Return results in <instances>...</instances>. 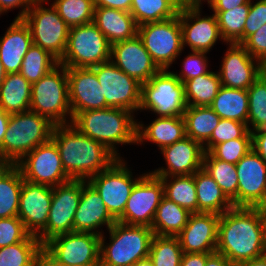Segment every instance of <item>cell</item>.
<instances>
[{
    "mask_svg": "<svg viewBox=\"0 0 266 266\" xmlns=\"http://www.w3.org/2000/svg\"><path fill=\"white\" fill-rule=\"evenodd\" d=\"M200 6H184L179 10V21L182 30L183 48L187 44L192 52H206L214 46L218 38L222 39L218 20L215 14L200 17ZM193 24H190L189 21Z\"/></svg>",
    "mask_w": 266,
    "mask_h": 266,
    "instance_id": "cell-19",
    "label": "cell"
},
{
    "mask_svg": "<svg viewBox=\"0 0 266 266\" xmlns=\"http://www.w3.org/2000/svg\"><path fill=\"white\" fill-rule=\"evenodd\" d=\"M254 208L259 209L261 212L266 211V183L263 191V196L261 200L254 206Z\"/></svg>",
    "mask_w": 266,
    "mask_h": 266,
    "instance_id": "cell-59",
    "label": "cell"
},
{
    "mask_svg": "<svg viewBox=\"0 0 266 266\" xmlns=\"http://www.w3.org/2000/svg\"><path fill=\"white\" fill-rule=\"evenodd\" d=\"M220 215L191 213L188 223L176 236L184 253H213L216 251Z\"/></svg>",
    "mask_w": 266,
    "mask_h": 266,
    "instance_id": "cell-22",
    "label": "cell"
},
{
    "mask_svg": "<svg viewBox=\"0 0 266 266\" xmlns=\"http://www.w3.org/2000/svg\"><path fill=\"white\" fill-rule=\"evenodd\" d=\"M10 114L0 108V157L2 158V142L6 133Z\"/></svg>",
    "mask_w": 266,
    "mask_h": 266,
    "instance_id": "cell-57",
    "label": "cell"
},
{
    "mask_svg": "<svg viewBox=\"0 0 266 266\" xmlns=\"http://www.w3.org/2000/svg\"><path fill=\"white\" fill-rule=\"evenodd\" d=\"M192 53L184 60V68L181 70L180 75L174 73L182 83L209 72L207 70L206 52L193 51Z\"/></svg>",
    "mask_w": 266,
    "mask_h": 266,
    "instance_id": "cell-48",
    "label": "cell"
},
{
    "mask_svg": "<svg viewBox=\"0 0 266 266\" xmlns=\"http://www.w3.org/2000/svg\"><path fill=\"white\" fill-rule=\"evenodd\" d=\"M238 207H254L262 198L266 183V162L253 149L237 164Z\"/></svg>",
    "mask_w": 266,
    "mask_h": 266,
    "instance_id": "cell-24",
    "label": "cell"
},
{
    "mask_svg": "<svg viewBox=\"0 0 266 266\" xmlns=\"http://www.w3.org/2000/svg\"><path fill=\"white\" fill-rule=\"evenodd\" d=\"M35 0H0V14L9 9L22 6L21 13L15 19H22L31 8ZM25 7V8H24Z\"/></svg>",
    "mask_w": 266,
    "mask_h": 266,
    "instance_id": "cell-51",
    "label": "cell"
},
{
    "mask_svg": "<svg viewBox=\"0 0 266 266\" xmlns=\"http://www.w3.org/2000/svg\"><path fill=\"white\" fill-rule=\"evenodd\" d=\"M135 266H154L152 260L147 257L144 259H141L135 263Z\"/></svg>",
    "mask_w": 266,
    "mask_h": 266,
    "instance_id": "cell-62",
    "label": "cell"
},
{
    "mask_svg": "<svg viewBox=\"0 0 266 266\" xmlns=\"http://www.w3.org/2000/svg\"><path fill=\"white\" fill-rule=\"evenodd\" d=\"M236 266H266V254L258 258H253L250 261L240 263Z\"/></svg>",
    "mask_w": 266,
    "mask_h": 266,
    "instance_id": "cell-58",
    "label": "cell"
},
{
    "mask_svg": "<svg viewBox=\"0 0 266 266\" xmlns=\"http://www.w3.org/2000/svg\"><path fill=\"white\" fill-rule=\"evenodd\" d=\"M42 2L45 0H35L22 20L29 27L33 44L60 61L67 47L69 27L53 5L44 8Z\"/></svg>",
    "mask_w": 266,
    "mask_h": 266,
    "instance_id": "cell-9",
    "label": "cell"
},
{
    "mask_svg": "<svg viewBox=\"0 0 266 266\" xmlns=\"http://www.w3.org/2000/svg\"><path fill=\"white\" fill-rule=\"evenodd\" d=\"M29 235L18 217L0 218V248L24 241Z\"/></svg>",
    "mask_w": 266,
    "mask_h": 266,
    "instance_id": "cell-47",
    "label": "cell"
},
{
    "mask_svg": "<svg viewBox=\"0 0 266 266\" xmlns=\"http://www.w3.org/2000/svg\"><path fill=\"white\" fill-rule=\"evenodd\" d=\"M191 213L162 197L151 226L154 235L176 237L188 223Z\"/></svg>",
    "mask_w": 266,
    "mask_h": 266,
    "instance_id": "cell-32",
    "label": "cell"
},
{
    "mask_svg": "<svg viewBox=\"0 0 266 266\" xmlns=\"http://www.w3.org/2000/svg\"><path fill=\"white\" fill-rule=\"evenodd\" d=\"M250 10V1L229 11H214L219 31L224 42L242 44L244 26Z\"/></svg>",
    "mask_w": 266,
    "mask_h": 266,
    "instance_id": "cell-40",
    "label": "cell"
},
{
    "mask_svg": "<svg viewBox=\"0 0 266 266\" xmlns=\"http://www.w3.org/2000/svg\"><path fill=\"white\" fill-rule=\"evenodd\" d=\"M137 35L161 70H166L183 50L182 30L177 16L138 26Z\"/></svg>",
    "mask_w": 266,
    "mask_h": 266,
    "instance_id": "cell-11",
    "label": "cell"
},
{
    "mask_svg": "<svg viewBox=\"0 0 266 266\" xmlns=\"http://www.w3.org/2000/svg\"><path fill=\"white\" fill-rule=\"evenodd\" d=\"M264 219H265V224H266V211H263Z\"/></svg>",
    "mask_w": 266,
    "mask_h": 266,
    "instance_id": "cell-66",
    "label": "cell"
},
{
    "mask_svg": "<svg viewBox=\"0 0 266 266\" xmlns=\"http://www.w3.org/2000/svg\"><path fill=\"white\" fill-rule=\"evenodd\" d=\"M32 44L29 27L22 19H15L0 39V60L7 74L20 72Z\"/></svg>",
    "mask_w": 266,
    "mask_h": 266,
    "instance_id": "cell-26",
    "label": "cell"
},
{
    "mask_svg": "<svg viewBox=\"0 0 266 266\" xmlns=\"http://www.w3.org/2000/svg\"><path fill=\"white\" fill-rule=\"evenodd\" d=\"M261 77L266 80V58L260 62Z\"/></svg>",
    "mask_w": 266,
    "mask_h": 266,
    "instance_id": "cell-63",
    "label": "cell"
},
{
    "mask_svg": "<svg viewBox=\"0 0 266 266\" xmlns=\"http://www.w3.org/2000/svg\"><path fill=\"white\" fill-rule=\"evenodd\" d=\"M209 107L222 119L236 120L248 126L247 90L221 86Z\"/></svg>",
    "mask_w": 266,
    "mask_h": 266,
    "instance_id": "cell-31",
    "label": "cell"
},
{
    "mask_svg": "<svg viewBox=\"0 0 266 266\" xmlns=\"http://www.w3.org/2000/svg\"><path fill=\"white\" fill-rule=\"evenodd\" d=\"M248 129L250 132L266 128V80L259 77L248 89ZM250 122V123H249ZM249 124L253 129H250Z\"/></svg>",
    "mask_w": 266,
    "mask_h": 266,
    "instance_id": "cell-44",
    "label": "cell"
},
{
    "mask_svg": "<svg viewBox=\"0 0 266 266\" xmlns=\"http://www.w3.org/2000/svg\"><path fill=\"white\" fill-rule=\"evenodd\" d=\"M131 111L107 107L77 113L70 122L80 132L106 146L118 158L117 144L136 143L137 122ZM116 143V144H115Z\"/></svg>",
    "mask_w": 266,
    "mask_h": 266,
    "instance_id": "cell-3",
    "label": "cell"
},
{
    "mask_svg": "<svg viewBox=\"0 0 266 266\" xmlns=\"http://www.w3.org/2000/svg\"><path fill=\"white\" fill-rule=\"evenodd\" d=\"M242 45L247 52L260 62L266 58V24L250 35Z\"/></svg>",
    "mask_w": 266,
    "mask_h": 266,
    "instance_id": "cell-50",
    "label": "cell"
},
{
    "mask_svg": "<svg viewBox=\"0 0 266 266\" xmlns=\"http://www.w3.org/2000/svg\"><path fill=\"white\" fill-rule=\"evenodd\" d=\"M211 253H183L180 266H205Z\"/></svg>",
    "mask_w": 266,
    "mask_h": 266,
    "instance_id": "cell-54",
    "label": "cell"
},
{
    "mask_svg": "<svg viewBox=\"0 0 266 266\" xmlns=\"http://www.w3.org/2000/svg\"><path fill=\"white\" fill-rule=\"evenodd\" d=\"M72 118L79 112L106 108L105 96L91 68H67Z\"/></svg>",
    "mask_w": 266,
    "mask_h": 266,
    "instance_id": "cell-20",
    "label": "cell"
},
{
    "mask_svg": "<svg viewBox=\"0 0 266 266\" xmlns=\"http://www.w3.org/2000/svg\"><path fill=\"white\" fill-rule=\"evenodd\" d=\"M53 187L23 180L18 218L25 229L37 236L46 226L52 200Z\"/></svg>",
    "mask_w": 266,
    "mask_h": 266,
    "instance_id": "cell-18",
    "label": "cell"
},
{
    "mask_svg": "<svg viewBox=\"0 0 266 266\" xmlns=\"http://www.w3.org/2000/svg\"><path fill=\"white\" fill-rule=\"evenodd\" d=\"M221 87L218 73L209 71L184 82L185 99L188 106H210ZM192 100V101H191Z\"/></svg>",
    "mask_w": 266,
    "mask_h": 266,
    "instance_id": "cell-38",
    "label": "cell"
},
{
    "mask_svg": "<svg viewBox=\"0 0 266 266\" xmlns=\"http://www.w3.org/2000/svg\"><path fill=\"white\" fill-rule=\"evenodd\" d=\"M163 194V182L149 174L134 185L123 214L116 220L128 225L152 226Z\"/></svg>",
    "mask_w": 266,
    "mask_h": 266,
    "instance_id": "cell-16",
    "label": "cell"
},
{
    "mask_svg": "<svg viewBox=\"0 0 266 266\" xmlns=\"http://www.w3.org/2000/svg\"><path fill=\"white\" fill-rule=\"evenodd\" d=\"M249 131L246 123L231 119H222L213 130L211 138L203 145L205 152H209L215 145L242 138Z\"/></svg>",
    "mask_w": 266,
    "mask_h": 266,
    "instance_id": "cell-46",
    "label": "cell"
},
{
    "mask_svg": "<svg viewBox=\"0 0 266 266\" xmlns=\"http://www.w3.org/2000/svg\"><path fill=\"white\" fill-rule=\"evenodd\" d=\"M216 251L234 266L266 254L263 212L254 207H233L221 214Z\"/></svg>",
    "mask_w": 266,
    "mask_h": 266,
    "instance_id": "cell-1",
    "label": "cell"
},
{
    "mask_svg": "<svg viewBox=\"0 0 266 266\" xmlns=\"http://www.w3.org/2000/svg\"><path fill=\"white\" fill-rule=\"evenodd\" d=\"M252 149L266 162V128L252 131Z\"/></svg>",
    "mask_w": 266,
    "mask_h": 266,
    "instance_id": "cell-52",
    "label": "cell"
},
{
    "mask_svg": "<svg viewBox=\"0 0 266 266\" xmlns=\"http://www.w3.org/2000/svg\"><path fill=\"white\" fill-rule=\"evenodd\" d=\"M43 244L30 234L24 241L0 248V266H38Z\"/></svg>",
    "mask_w": 266,
    "mask_h": 266,
    "instance_id": "cell-37",
    "label": "cell"
},
{
    "mask_svg": "<svg viewBox=\"0 0 266 266\" xmlns=\"http://www.w3.org/2000/svg\"><path fill=\"white\" fill-rule=\"evenodd\" d=\"M110 58L119 69L141 84L146 83L161 70L145 49L138 35L111 45Z\"/></svg>",
    "mask_w": 266,
    "mask_h": 266,
    "instance_id": "cell-17",
    "label": "cell"
},
{
    "mask_svg": "<svg viewBox=\"0 0 266 266\" xmlns=\"http://www.w3.org/2000/svg\"><path fill=\"white\" fill-rule=\"evenodd\" d=\"M198 212L221 215L234 206L215 180L203 169L194 173Z\"/></svg>",
    "mask_w": 266,
    "mask_h": 266,
    "instance_id": "cell-29",
    "label": "cell"
},
{
    "mask_svg": "<svg viewBox=\"0 0 266 266\" xmlns=\"http://www.w3.org/2000/svg\"><path fill=\"white\" fill-rule=\"evenodd\" d=\"M203 169L215 180L234 207H238V174L236 164L216 159L205 152Z\"/></svg>",
    "mask_w": 266,
    "mask_h": 266,
    "instance_id": "cell-35",
    "label": "cell"
},
{
    "mask_svg": "<svg viewBox=\"0 0 266 266\" xmlns=\"http://www.w3.org/2000/svg\"><path fill=\"white\" fill-rule=\"evenodd\" d=\"M6 75H7V73H6V71H5L4 67H3V64L1 62V60H0V86L3 83Z\"/></svg>",
    "mask_w": 266,
    "mask_h": 266,
    "instance_id": "cell-64",
    "label": "cell"
},
{
    "mask_svg": "<svg viewBox=\"0 0 266 266\" xmlns=\"http://www.w3.org/2000/svg\"><path fill=\"white\" fill-rule=\"evenodd\" d=\"M32 84L20 73H9L0 86V108L9 114L30 110Z\"/></svg>",
    "mask_w": 266,
    "mask_h": 266,
    "instance_id": "cell-30",
    "label": "cell"
},
{
    "mask_svg": "<svg viewBox=\"0 0 266 266\" xmlns=\"http://www.w3.org/2000/svg\"><path fill=\"white\" fill-rule=\"evenodd\" d=\"M118 158L108 169L87 181L102 198L110 215L117 220L125 209L134 185L144 176L132 179V172Z\"/></svg>",
    "mask_w": 266,
    "mask_h": 266,
    "instance_id": "cell-13",
    "label": "cell"
},
{
    "mask_svg": "<svg viewBox=\"0 0 266 266\" xmlns=\"http://www.w3.org/2000/svg\"><path fill=\"white\" fill-rule=\"evenodd\" d=\"M116 220L108 212L102 198L87 182L82 187L78 208L74 215V232L102 235L97 230L102 225L109 229ZM94 230V231H93Z\"/></svg>",
    "mask_w": 266,
    "mask_h": 266,
    "instance_id": "cell-25",
    "label": "cell"
},
{
    "mask_svg": "<svg viewBox=\"0 0 266 266\" xmlns=\"http://www.w3.org/2000/svg\"><path fill=\"white\" fill-rule=\"evenodd\" d=\"M167 162L166 168H159L151 174L156 177L192 175L203 168L204 146L189 137L161 149Z\"/></svg>",
    "mask_w": 266,
    "mask_h": 266,
    "instance_id": "cell-23",
    "label": "cell"
},
{
    "mask_svg": "<svg viewBox=\"0 0 266 266\" xmlns=\"http://www.w3.org/2000/svg\"><path fill=\"white\" fill-rule=\"evenodd\" d=\"M265 24L266 0H259L254 5H252L250 0V10L244 26V41Z\"/></svg>",
    "mask_w": 266,
    "mask_h": 266,
    "instance_id": "cell-49",
    "label": "cell"
},
{
    "mask_svg": "<svg viewBox=\"0 0 266 266\" xmlns=\"http://www.w3.org/2000/svg\"><path fill=\"white\" fill-rule=\"evenodd\" d=\"M187 106L184 83L167 69L141 84L140 110L149 109L159 117H172L183 116Z\"/></svg>",
    "mask_w": 266,
    "mask_h": 266,
    "instance_id": "cell-8",
    "label": "cell"
},
{
    "mask_svg": "<svg viewBox=\"0 0 266 266\" xmlns=\"http://www.w3.org/2000/svg\"><path fill=\"white\" fill-rule=\"evenodd\" d=\"M38 266H63V265L53 263L44 253H42Z\"/></svg>",
    "mask_w": 266,
    "mask_h": 266,
    "instance_id": "cell-60",
    "label": "cell"
},
{
    "mask_svg": "<svg viewBox=\"0 0 266 266\" xmlns=\"http://www.w3.org/2000/svg\"><path fill=\"white\" fill-rule=\"evenodd\" d=\"M95 8L107 7L130 12L132 0H93Z\"/></svg>",
    "mask_w": 266,
    "mask_h": 266,
    "instance_id": "cell-53",
    "label": "cell"
},
{
    "mask_svg": "<svg viewBox=\"0 0 266 266\" xmlns=\"http://www.w3.org/2000/svg\"><path fill=\"white\" fill-rule=\"evenodd\" d=\"M59 64V61L40 46L32 44L23 58L20 74L31 84Z\"/></svg>",
    "mask_w": 266,
    "mask_h": 266,
    "instance_id": "cell-41",
    "label": "cell"
},
{
    "mask_svg": "<svg viewBox=\"0 0 266 266\" xmlns=\"http://www.w3.org/2000/svg\"><path fill=\"white\" fill-rule=\"evenodd\" d=\"M201 1H203V0H181V5H184V6H200ZM211 1L212 0H207L208 4Z\"/></svg>",
    "mask_w": 266,
    "mask_h": 266,
    "instance_id": "cell-61",
    "label": "cell"
},
{
    "mask_svg": "<svg viewBox=\"0 0 266 266\" xmlns=\"http://www.w3.org/2000/svg\"><path fill=\"white\" fill-rule=\"evenodd\" d=\"M186 136L204 145L221 118L209 107L187 106L183 114Z\"/></svg>",
    "mask_w": 266,
    "mask_h": 266,
    "instance_id": "cell-34",
    "label": "cell"
},
{
    "mask_svg": "<svg viewBox=\"0 0 266 266\" xmlns=\"http://www.w3.org/2000/svg\"><path fill=\"white\" fill-rule=\"evenodd\" d=\"M16 165L23 179L34 184L54 187L72 180L66 174L58 148L51 139L30 151Z\"/></svg>",
    "mask_w": 266,
    "mask_h": 266,
    "instance_id": "cell-15",
    "label": "cell"
},
{
    "mask_svg": "<svg viewBox=\"0 0 266 266\" xmlns=\"http://www.w3.org/2000/svg\"><path fill=\"white\" fill-rule=\"evenodd\" d=\"M171 177L170 180L174 179L169 183H167L169 181L168 177H158L163 182L164 197L188 210L190 213H198L194 174Z\"/></svg>",
    "mask_w": 266,
    "mask_h": 266,
    "instance_id": "cell-39",
    "label": "cell"
},
{
    "mask_svg": "<svg viewBox=\"0 0 266 266\" xmlns=\"http://www.w3.org/2000/svg\"><path fill=\"white\" fill-rule=\"evenodd\" d=\"M55 124L31 110L10 114L2 142V159L17 164L37 146L48 142Z\"/></svg>",
    "mask_w": 266,
    "mask_h": 266,
    "instance_id": "cell-4",
    "label": "cell"
},
{
    "mask_svg": "<svg viewBox=\"0 0 266 266\" xmlns=\"http://www.w3.org/2000/svg\"><path fill=\"white\" fill-rule=\"evenodd\" d=\"M86 182L70 180L53 187L47 226L36 236L42 244L57 235L74 232V215Z\"/></svg>",
    "mask_w": 266,
    "mask_h": 266,
    "instance_id": "cell-12",
    "label": "cell"
},
{
    "mask_svg": "<svg viewBox=\"0 0 266 266\" xmlns=\"http://www.w3.org/2000/svg\"><path fill=\"white\" fill-rule=\"evenodd\" d=\"M51 140L72 180H87L108 169L118 159L106 146L87 137L69 122L55 125Z\"/></svg>",
    "mask_w": 266,
    "mask_h": 266,
    "instance_id": "cell-2",
    "label": "cell"
},
{
    "mask_svg": "<svg viewBox=\"0 0 266 266\" xmlns=\"http://www.w3.org/2000/svg\"><path fill=\"white\" fill-rule=\"evenodd\" d=\"M7 165V163L0 157V172Z\"/></svg>",
    "mask_w": 266,
    "mask_h": 266,
    "instance_id": "cell-65",
    "label": "cell"
},
{
    "mask_svg": "<svg viewBox=\"0 0 266 266\" xmlns=\"http://www.w3.org/2000/svg\"><path fill=\"white\" fill-rule=\"evenodd\" d=\"M23 180L16 164H7L0 172V218L18 217Z\"/></svg>",
    "mask_w": 266,
    "mask_h": 266,
    "instance_id": "cell-33",
    "label": "cell"
},
{
    "mask_svg": "<svg viewBox=\"0 0 266 266\" xmlns=\"http://www.w3.org/2000/svg\"><path fill=\"white\" fill-rule=\"evenodd\" d=\"M111 44L93 23L69 28L68 42L59 64L66 68H91L110 61Z\"/></svg>",
    "mask_w": 266,
    "mask_h": 266,
    "instance_id": "cell-7",
    "label": "cell"
},
{
    "mask_svg": "<svg viewBox=\"0 0 266 266\" xmlns=\"http://www.w3.org/2000/svg\"><path fill=\"white\" fill-rule=\"evenodd\" d=\"M249 1L250 0H212L209 5L213 11H229Z\"/></svg>",
    "mask_w": 266,
    "mask_h": 266,
    "instance_id": "cell-55",
    "label": "cell"
},
{
    "mask_svg": "<svg viewBox=\"0 0 266 266\" xmlns=\"http://www.w3.org/2000/svg\"><path fill=\"white\" fill-rule=\"evenodd\" d=\"M105 96L106 108H121L131 112L139 110L141 83L128 76L111 60L91 67Z\"/></svg>",
    "mask_w": 266,
    "mask_h": 266,
    "instance_id": "cell-14",
    "label": "cell"
},
{
    "mask_svg": "<svg viewBox=\"0 0 266 266\" xmlns=\"http://www.w3.org/2000/svg\"><path fill=\"white\" fill-rule=\"evenodd\" d=\"M52 5L69 28L93 22V0H55Z\"/></svg>",
    "mask_w": 266,
    "mask_h": 266,
    "instance_id": "cell-43",
    "label": "cell"
},
{
    "mask_svg": "<svg viewBox=\"0 0 266 266\" xmlns=\"http://www.w3.org/2000/svg\"><path fill=\"white\" fill-rule=\"evenodd\" d=\"M229 45L218 72L221 86L247 90L261 76L260 61L253 58L242 44Z\"/></svg>",
    "mask_w": 266,
    "mask_h": 266,
    "instance_id": "cell-21",
    "label": "cell"
},
{
    "mask_svg": "<svg viewBox=\"0 0 266 266\" xmlns=\"http://www.w3.org/2000/svg\"><path fill=\"white\" fill-rule=\"evenodd\" d=\"M30 110L47 117L55 125L67 124V113L72 121L67 68L64 65L58 64L32 84Z\"/></svg>",
    "mask_w": 266,
    "mask_h": 266,
    "instance_id": "cell-6",
    "label": "cell"
},
{
    "mask_svg": "<svg viewBox=\"0 0 266 266\" xmlns=\"http://www.w3.org/2000/svg\"><path fill=\"white\" fill-rule=\"evenodd\" d=\"M110 244L100 236L99 266H125L149 257L154 232L149 226L116 221L109 229Z\"/></svg>",
    "mask_w": 266,
    "mask_h": 266,
    "instance_id": "cell-5",
    "label": "cell"
},
{
    "mask_svg": "<svg viewBox=\"0 0 266 266\" xmlns=\"http://www.w3.org/2000/svg\"><path fill=\"white\" fill-rule=\"evenodd\" d=\"M184 137H186V133L183 116H158L147 128H144L143 124L137 123V143L141 144L144 140H149L158 144L160 150L182 140Z\"/></svg>",
    "mask_w": 266,
    "mask_h": 266,
    "instance_id": "cell-28",
    "label": "cell"
},
{
    "mask_svg": "<svg viewBox=\"0 0 266 266\" xmlns=\"http://www.w3.org/2000/svg\"><path fill=\"white\" fill-rule=\"evenodd\" d=\"M100 235L71 232L57 235L43 244V253L63 266H99Z\"/></svg>",
    "mask_w": 266,
    "mask_h": 266,
    "instance_id": "cell-10",
    "label": "cell"
},
{
    "mask_svg": "<svg viewBox=\"0 0 266 266\" xmlns=\"http://www.w3.org/2000/svg\"><path fill=\"white\" fill-rule=\"evenodd\" d=\"M181 0H132L130 13L138 26L178 15Z\"/></svg>",
    "mask_w": 266,
    "mask_h": 266,
    "instance_id": "cell-36",
    "label": "cell"
},
{
    "mask_svg": "<svg viewBox=\"0 0 266 266\" xmlns=\"http://www.w3.org/2000/svg\"><path fill=\"white\" fill-rule=\"evenodd\" d=\"M183 253L177 237L153 236L149 258L154 266H180Z\"/></svg>",
    "mask_w": 266,
    "mask_h": 266,
    "instance_id": "cell-42",
    "label": "cell"
},
{
    "mask_svg": "<svg viewBox=\"0 0 266 266\" xmlns=\"http://www.w3.org/2000/svg\"><path fill=\"white\" fill-rule=\"evenodd\" d=\"M251 150L252 132L248 131L242 138L217 144L209 152L216 159L237 164Z\"/></svg>",
    "mask_w": 266,
    "mask_h": 266,
    "instance_id": "cell-45",
    "label": "cell"
},
{
    "mask_svg": "<svg viewBox=\"0 0 266 266\" xmlns=\"http://www.w3.org/2000/svg\"><path fill=\"white\" fill-rule=\"evenodd\" d=\"M205 266H234L223 254L215 251L206 260Z\"/></svg>",
    "mask_w": 266,
    "mask_h": 266,
    "instance_id": "cell-56",
    "label": "cell"
},
{
    "mask_svg": "<svg viewBox=\"0 0 266 266\" xmlns=\"http://www.w3.org/2000/svg\"><path fill=\"white\" fill-rule=\"evenodd\" d=\"M93 23L105 35L109 43L129 40L137 35L138 25L130 12L100 7L94 9Z\"/></svg>",
    "mask_w": 266,
    "mask_h": 266,
    "instance_id": "cell-27",
    "label": "cell"
}]
</instances>
